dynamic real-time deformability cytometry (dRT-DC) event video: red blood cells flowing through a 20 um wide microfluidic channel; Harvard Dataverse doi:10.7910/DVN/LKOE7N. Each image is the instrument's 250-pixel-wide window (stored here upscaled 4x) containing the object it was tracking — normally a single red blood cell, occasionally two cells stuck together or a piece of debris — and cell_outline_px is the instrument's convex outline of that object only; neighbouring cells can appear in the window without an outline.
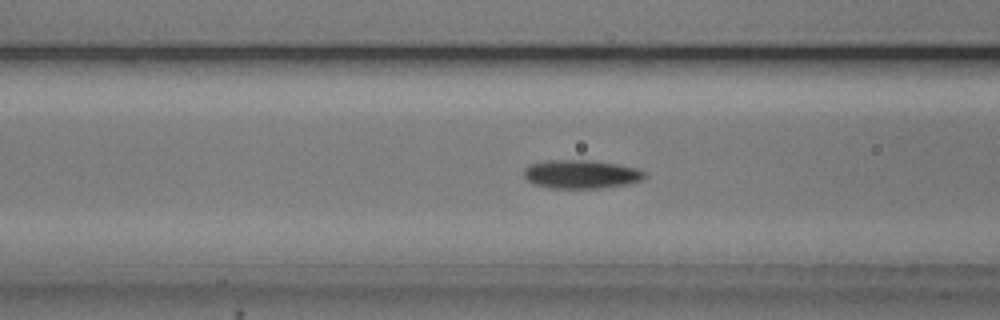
{"species": "common noctule bat (a hibernating species)", "species_latin": "Nyctalus noctula", "temperature_condition": "cold", "stored_images_in_passage": 54, "camera_frame_rate_fps": 3000, "um_per_image_px": 0.085, "animal": {"sex": "male", "body_mass_g": 20.5, "forearm_length_mm": 52.5}, "frame": {"image": 1, "passage_image": 21, "time_ms": 6.667, "image_size_px": [1000, 320], "cell_outline_px": [[648, 176], [640, 180], [624, 184], [600, 188], [548, 188], [532, 184], [524, 176], [524, 168], [528, 164], [544, 160], [592, 160], [620, 164], [636, 168], [644, 172]], "centroid_in_image_um": [49.34, 14.79], "position_along_channel_um": 117.3, "area_um2": 20.29}}
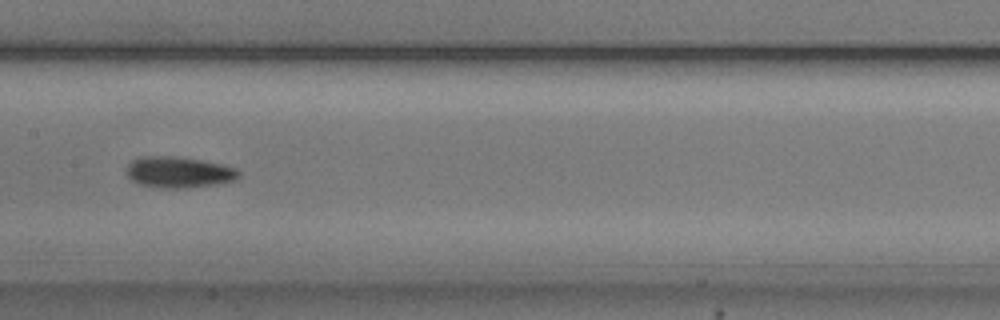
{"frame": {"image": 2, "passage_image": 27, "time_ms": 8.667, "image_size_px": [1000, 320], "cell_outline_px": [[240, 176], [236, 180], [216, 184], [188, 188], [160, 188], [140, 184], [132, 180], [128, 176], [128, 164], [132, 160], [140, 156], [176, 156], [224, 164], [236, 168], [240, 172]], "centroid_in_image_um": [15.23, 14.63], "position_along_channel_um": 192.2, "area_um2": 20.46}}
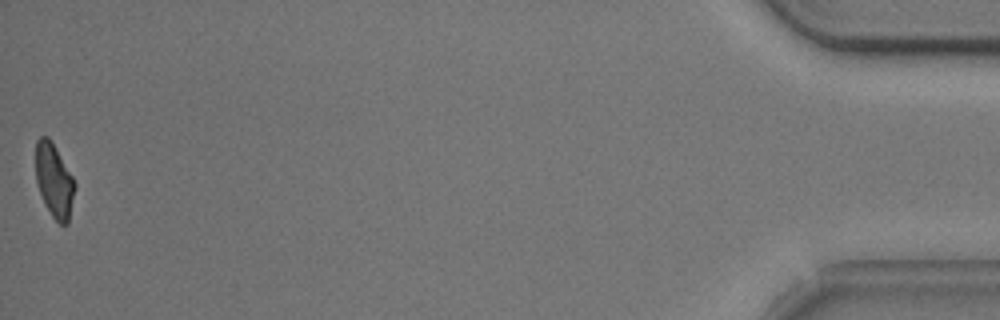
{"frame": {"image": 3, "passage_image": 54, "time_ms": 17.667, "image_size_px": [1000, 320], "cell_outline_px": [[76, 188], [68, 224], [60, 224], [52, 216], [44, 204], [36, 180], [36, 140], [40, 136], [48, 136], [52, 140], [72, 176], [76, 184]], "centroid_in_image_um": [4.61, 15.34], "position_along_channel_um": 430.6, "area_um2": 16.94}, "authors_computed_cell_mechanics": {"area_um2": 18.785, "velocity_mm_per_s": 3.7322, "shape_relaxation_time_tau1_ms": 3.672, "shape_relaxation_time_tau2_ms": null, "deformation_change_tau1": 0.1078, "deformation_change_tau2": null}}